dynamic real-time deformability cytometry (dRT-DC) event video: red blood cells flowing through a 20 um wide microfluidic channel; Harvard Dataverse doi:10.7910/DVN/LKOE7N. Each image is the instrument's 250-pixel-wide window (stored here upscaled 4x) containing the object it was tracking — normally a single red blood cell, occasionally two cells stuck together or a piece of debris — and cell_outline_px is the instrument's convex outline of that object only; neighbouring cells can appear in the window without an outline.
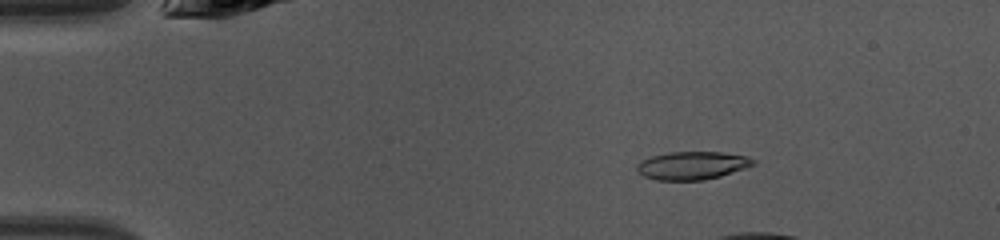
{"species": "common noctule bat (a hibernating species)", "species_latin": "Nyctalus noctula", "temperature_condition": "warm", "stored_images_in_passage": 11, "camera_frame_rate_fps": 3000, "um_per_image_px": 0.085, "animal": {"sex": "female", "body_mass_g": 10.0, "forearm_length_mm": 53.1}, "frame": {"image": 1, "passage_image": 4, "time_ms": 1.0, "image_size_px": [1000, 240], "cell_outline_px": [[756, 164], [720, 176], [704, 180], [656, 180], [644, 176], [636, 168], [636, 164], [640, 160], [652, 156], [668, 152], [724, 152], [744, 156], [756, 160]], "centroid_in_image_um": [58.82, 14.06], "position_along_channel_um": 26.2, "area_um2": 18.96}}